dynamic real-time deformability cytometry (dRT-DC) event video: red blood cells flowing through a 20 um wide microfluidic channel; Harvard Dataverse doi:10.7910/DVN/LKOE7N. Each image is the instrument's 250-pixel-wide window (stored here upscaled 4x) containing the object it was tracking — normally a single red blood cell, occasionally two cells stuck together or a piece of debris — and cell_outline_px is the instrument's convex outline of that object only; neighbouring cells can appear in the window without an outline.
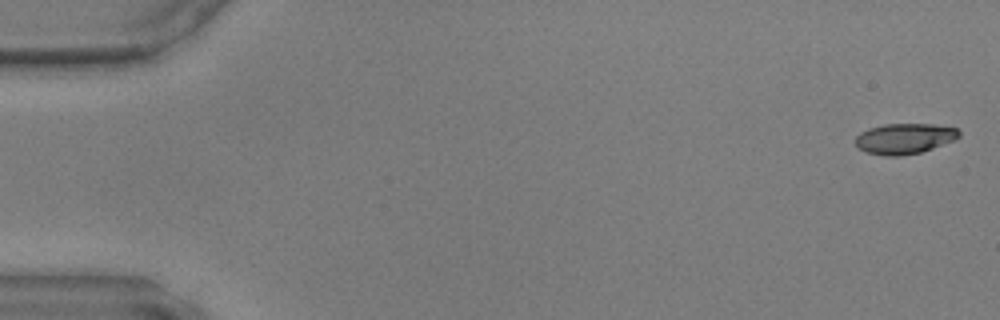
{"species": "common noctule bat (a hibernating species)", "species_latin": "Nyctalus noctula", "temperature_condition": "warm", "stored_images_in_passage": 11, "camera_frame_rate_fps": 3000, "um_per_image_px": 0.085, "animal": {"sex": "male", "body_mass_g": 17.9, "forearm_length_mm": 54.2}, "frame": {"image": 1, "passage_image": 1, "time_ms": 0.0, "image_size_px": [1000, 320], "cell_outline_px": [[960, 136], [956, 140], [920, 152], [900, 156], [884, 156], [868, 152], [856, 148], [856, 136], [860, 132], [868, 128], [884, 124], [932, 124], [956, 128], [960, 132]], "centroid_in_image_um": [76.87, 11.78], "position_along_channel_um": 8.1, "area_um2": 18.5}}